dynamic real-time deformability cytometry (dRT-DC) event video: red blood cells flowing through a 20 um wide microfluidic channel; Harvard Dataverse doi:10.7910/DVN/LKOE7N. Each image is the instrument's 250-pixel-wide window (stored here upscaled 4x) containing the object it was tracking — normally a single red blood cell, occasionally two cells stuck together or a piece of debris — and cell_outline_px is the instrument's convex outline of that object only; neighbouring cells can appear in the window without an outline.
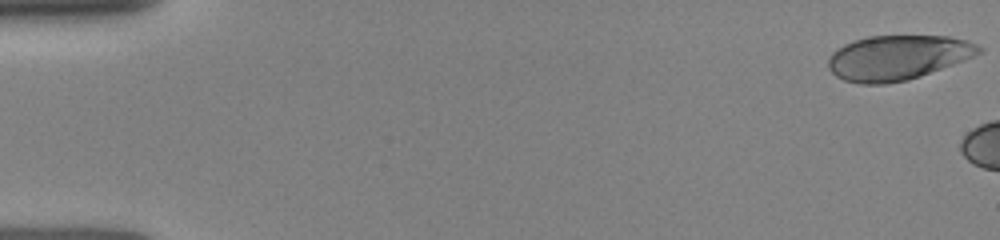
{"species": "human", "species_latin": "Homo sapiens", "temperature_condition": "room temperature", "stored_images_in_passage": 8, "camera_frame_rate_fps": 3000, "um_per_image_px": 0.085, "donor": {"sex": "female"}, "frame": {"image": 1, "passage_image": 1, "time_ms": 0.0, "image_size_px": [1000, 240], "cell_outline_px": [[984, 52], [964, 60], [920, 76], [908, 80], [884, 84], [860, 84], [844, 80], [836, 76], [828, 68], [828, 60], [832, 52], [844, 44], [868, 36], [948, 36], [968, 40], [984, 48]], "centroid_in_image_um": [76.31, 4.89], "position_along_channel_um": 8.7, "area_um2": 39.3}}